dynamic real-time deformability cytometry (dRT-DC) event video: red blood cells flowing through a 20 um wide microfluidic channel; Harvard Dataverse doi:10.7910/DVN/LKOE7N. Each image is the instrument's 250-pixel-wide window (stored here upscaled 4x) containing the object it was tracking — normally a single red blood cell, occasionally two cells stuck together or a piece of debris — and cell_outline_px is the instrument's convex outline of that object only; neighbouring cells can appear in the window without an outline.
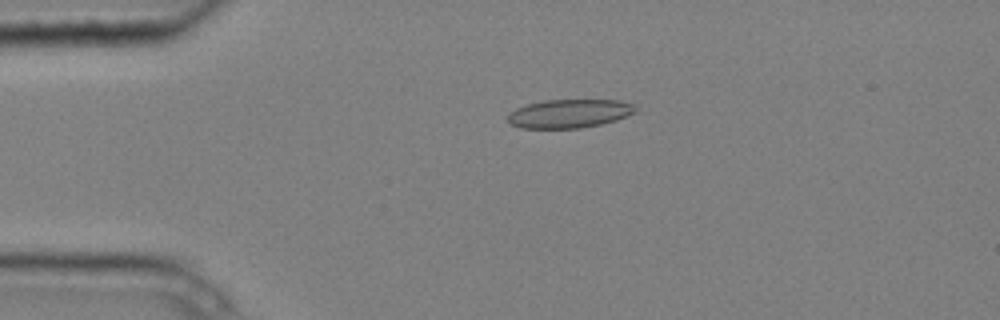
{"species": "common noctule bat (a hibernating species)", "species_latin": "Nyctalus noctula", "temperature_condition": "cold", "stored_images_in_passage": 2, "camera_frame_rate_fps": 3000, "um_per_image_px": 0.085, "animal": {"sex": "male", "body_mass_g": 20.4}, "frame": {"image": 1, "passage_image": 1, "time_ms": 0.0, "image_size_px": [1000, 320], "cell_outline_px": [[636, 112], [616, 120], [600, 124], [580, 128], [520, 128], [508, 124], [508, 116], [516, 108], [528, 104], [544, 100], [620, 100], [632, 104], [636, 108]], "centroid_in_image_um": [48.38, 9.65], "position_along_channel_um": 36.6, "area_um2": 21.21}}